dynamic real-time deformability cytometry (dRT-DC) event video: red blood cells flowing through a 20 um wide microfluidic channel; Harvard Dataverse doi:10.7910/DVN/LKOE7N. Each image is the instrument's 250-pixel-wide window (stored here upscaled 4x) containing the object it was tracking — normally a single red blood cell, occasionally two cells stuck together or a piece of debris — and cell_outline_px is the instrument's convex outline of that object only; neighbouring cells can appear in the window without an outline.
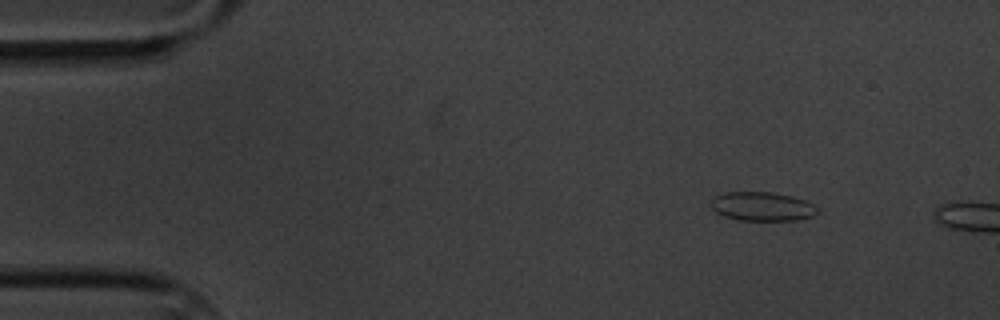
{"species": "common noctule bat (a hibernating species)", "species_latin": "Nyctalus noctula", "temperature_condition": "cold", "stored_images_in_passage": 2, "camera_frame_rate_fps": 3000, "um_per_image_px": 0.085, "animal": {"sex": "male", "body_mass_g": 20.1, "forearm_length_mm": 53.5}, "frame": {"image": 1, "passage_image": 1, "time_ms": 0.0, "image_size_px": [1000, 320], "cell_outline_px": [[820, 212], [812, 216], [796, 220], [740, 220], [724, 216], [716, 212], [712, 208], [712, 200], [716, 196], [728, 192], [772, 192], [792, 196], [804, 200], [812, 204]], "centroid_in_image_um": [64.8, 17.55], "position_along_channel_um": 20.2, "area_um2": 17.74}}